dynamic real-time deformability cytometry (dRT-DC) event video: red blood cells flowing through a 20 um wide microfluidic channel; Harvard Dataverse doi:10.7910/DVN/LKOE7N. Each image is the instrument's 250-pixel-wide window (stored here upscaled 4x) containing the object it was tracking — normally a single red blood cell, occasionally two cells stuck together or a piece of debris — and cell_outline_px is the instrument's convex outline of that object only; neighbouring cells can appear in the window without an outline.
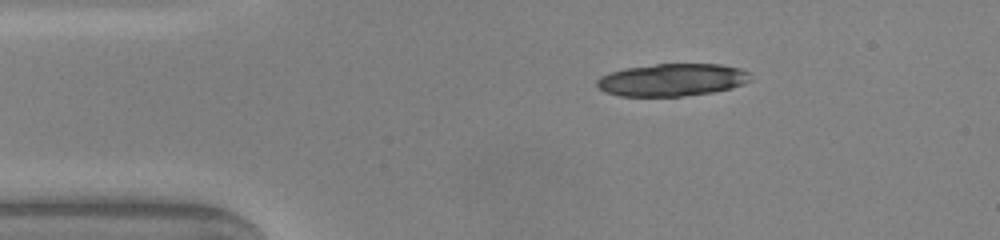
{"species": "common noctule bat (a hibernating species)", "species_latin": "Nyctalus noctula", "temperature_condition": "warm", "stored_images_in_passage": 41, "camera_frame_rate_fps": 3000, "um_per_image_px": 0.085, "animal": {"sex": "male", "body_mass_g": 20.0, "forearm_length_mm": 53.3}, "frame": {"image": 1, "passage_image": 1, "time_ms": 0.0, "image_size_px": [1000, 240], "cell_outline_px": [[752, 80], [744, 84], [732, 88], [712, 92], [680, 96], [620, 96], [604, 92], [596, 84], [596, 80], [600, 76], [612, 72], [628, 68], [656, 64], [720, 64], [740, 68], [748, 72]], "centroid_in_image_um": [57.15, 6.79], "position_along_channel_um": 27.8, "area_um2": 29.02}}
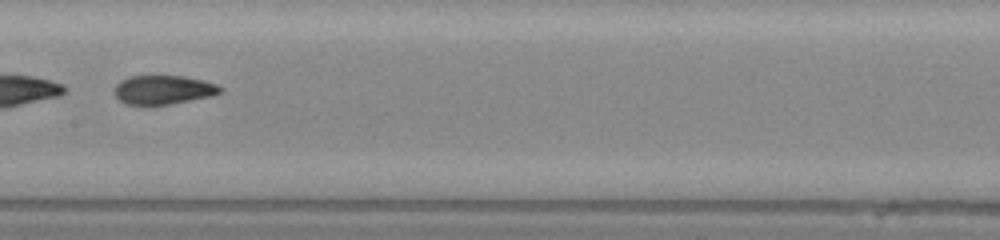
{"frame": {"image": 2, "passage_image": 17, "time_ms": 5.333, "image_size_px": [1000, 240], "cell_outline_px": [[224, 92], [212, 96], [168, 104], [128, 104], [120, 100], [116, 96], [116, 84], [120, 80], [128, 76], [184, 76], [204, 80], [216, 84], [224, 88]], "centroid_in_image_um": [13.94, 7.61], "position_along_channel_um": 193.5, "area_um2": 17.74}}
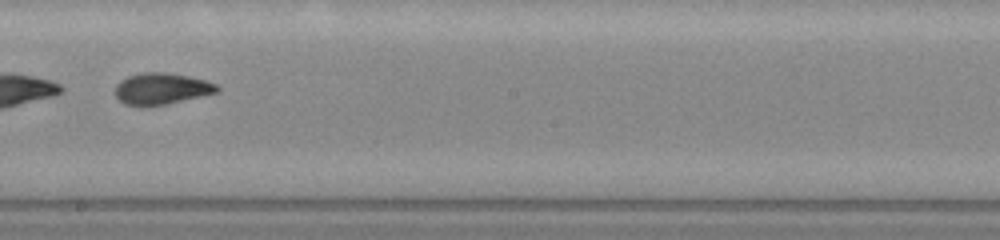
{"frame": {"image": 3, "passage_image": 20, "time_ms": 6.333, "image_size_px": [1000, 240], "cell_outline_px": [[220, 88], [216, 92], [200, 96], [164, 104], [124, 104], [116, 96], [116, 84], [120, 80], [128, 76], [144, 72], [168, 72], [188, 76], [204, 80], [216, 84]], "centroid_in_image_um": [13.72, 7.5], "position_along_channel_um": 234.5, "area_um2": 18.09}, "authors_computed_cell_mechanics": {"area_um2": 18.8428, "velocity_mm_per_s": 4.1169, "shape_relaxation_time_tau1_ms": 4.8368, "shape_relaxation_time_tau2_ms": 1.4176, "deformation_change_tau1": 0.1847, "deformation_change_tau2": 0.08}}